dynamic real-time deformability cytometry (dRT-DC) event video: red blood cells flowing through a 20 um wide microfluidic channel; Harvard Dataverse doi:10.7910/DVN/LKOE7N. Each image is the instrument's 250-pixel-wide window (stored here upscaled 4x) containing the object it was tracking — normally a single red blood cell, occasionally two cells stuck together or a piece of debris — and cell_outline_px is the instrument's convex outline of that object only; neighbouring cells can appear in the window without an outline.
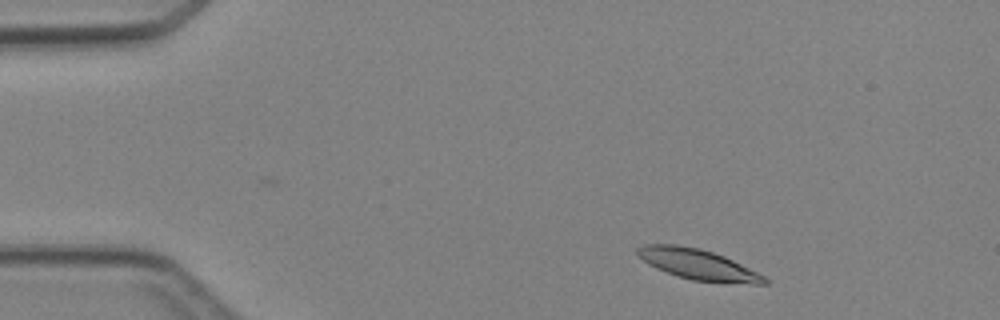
{"species": "Egyptian fruit bat (a non-hibernating species)", "species_latin": "Rousettus aegyptiacus", "temperature_condition": "cold", "stored_images_in_passage": 3, "camera_frame_rate_fps": 3000, "um_per_image_px": 0.085, "animal": {"sex": "female"}, "frame": {"image": 1, "passage_image": 1, "time_ms": 0.0, "image_size_px": [1000, 320], "cell_outline_px": [[768, 284], [752, 284], [692, 280], [656, 268], [648, 264], [636, 252], [636, 248], [644, 244], [676, 244], [700, 248], [724, 256], [764, 276], [768, 280]], "centroid_in_image_um": [59.31, 22.46], "position_along_channel_um": 25.7, "area_um2": 22.2}}
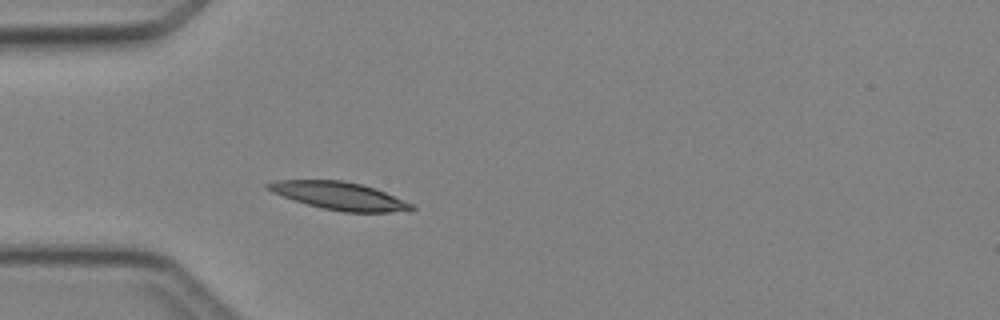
{"frame": {"image": 2, "passage_image": 3, "time_ms": 2.333, "image_size_px": [1000, 320], "cell_outline_px": [[416, 208], [388, 212], [344, 212], [320, 208], [272, 192], [264, 188], [264, 184], [276, 180], [344, 180], [360, 184], [384, 192], [412, 204]], "centroid_in_image_um": [28.76, 16.64], "position_along_channel_um": 56.2, "area_um2": 22.77}}